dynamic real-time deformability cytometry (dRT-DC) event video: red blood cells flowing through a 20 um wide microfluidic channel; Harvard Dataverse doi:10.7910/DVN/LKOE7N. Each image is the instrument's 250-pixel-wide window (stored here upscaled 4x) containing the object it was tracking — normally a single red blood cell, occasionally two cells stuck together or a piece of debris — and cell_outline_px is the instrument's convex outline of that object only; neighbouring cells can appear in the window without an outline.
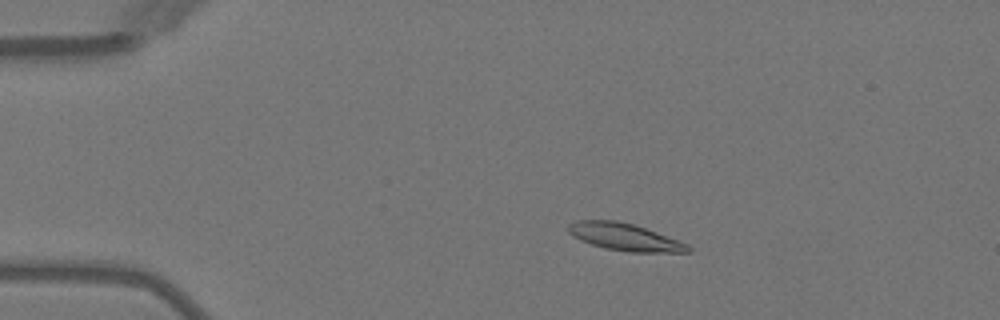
{"species": "Egyptian fruit bat (a non-hibernating species)", "species_latin": "Rousettus aegyptiacus", "temperature_condition": "warm", "stored_images_in_passage": 4, "camera_frame_rate_fps": 3000, "um_per_image_px": 0.085, "animal": {"sex": "female"}, "frame": {"image": 1, "passage_image": 3, "time_ms": 2.333, "image_size_px": [1000, 320], "cell_outline_px": [[692, 252], [628, 252], [604, 248], [580, 240], [572, 236], [568, 232], [568, 224], [576, 220], [616, 220], [632, 224], [680, 240], [688, 244], [692, 248]], "centroid_in_image_um": [53.1, 20.15], "position_along_channel_um": 31.9, "area_um2": 19.07}}